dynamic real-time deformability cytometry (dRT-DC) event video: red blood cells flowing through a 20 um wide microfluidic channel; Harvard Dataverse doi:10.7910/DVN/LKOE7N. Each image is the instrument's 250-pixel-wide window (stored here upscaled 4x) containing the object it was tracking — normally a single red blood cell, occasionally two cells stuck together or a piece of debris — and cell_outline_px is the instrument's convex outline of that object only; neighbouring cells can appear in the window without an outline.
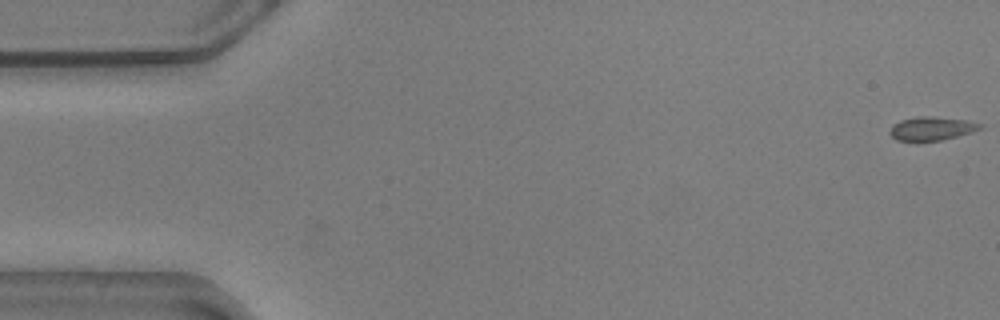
{"species": "common noctule bat (a hibernating species)", "species_latin": "Nyctalus noctula", "temperature_condition": "warm", "stored_images_in_passage": 57, "camera_frame_rate_fps": 3000, "um_per_image_px": 0.085, "animal": {"sex": "male", "body_mass_g": 20.5, "forearm_length_mm": 52.5}, "frame": {"image": 1, "passage_image": 1, "time_ms": 0.0, "image_size_px": [1000, 320], "cell_outline_px": [[984, 124], [980, 128], [972, 132], [940, 140], [916, 144], [896, 140], [888, 132], [892, 124], [900, 120], [920, 116], [928, 116], [964, 120]], "centroid_in_image_um": [79.09, 10.97], "position_along_channel_um": 5.9, "area_um2": 12.77}}
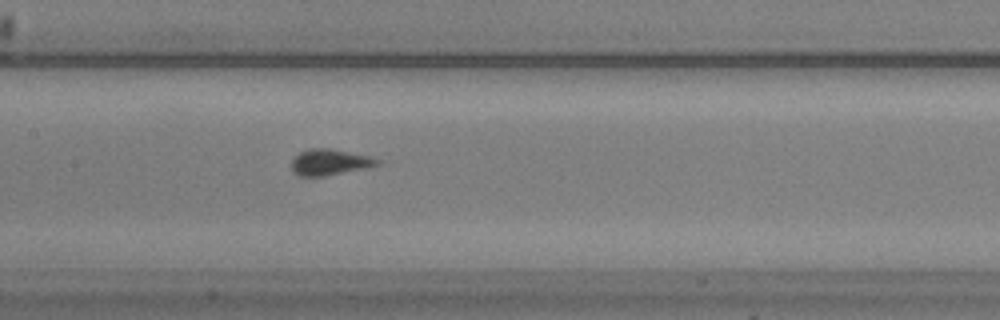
{"frame": {"image": 2, "passage_image": 27, "time_ms": 8.667, "image_size_px": [1000, 320], "cell_outline_px": [[380, 164], [364, 168], [324, 176], [300, 176], [292, 172], [292, 160], [300, 152], [308, 148], [328, 148], [368, 156], [380, 160]], "centroid_in_image_um": [27.98, 13.78], "position_along_channel_um": 179.4, "area_um2": 12.77}}
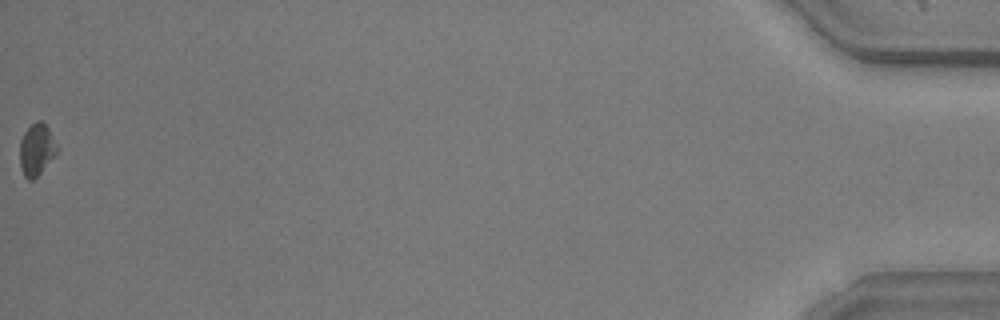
{"frame": {"image": 3, "passage_image": 57, "time_ms": 18.667, "image_size_px": [1000, 320], "cell_outline_px": [[60, 148], [40, 172], [32, 180], [28, 180], [24, 176], [20, 168], [20, 140], [24, 132], [36, 120], [40, 120], [48, 128]], "centroid_in_image_um": [3.1, 12.7], "position_along_channel_um": 432.1, "area_um2": 11.16}, "authors_computed_cell_mechanics": {"area_um2": 12.6582, "velocity_mm_per_s": 3.5891, "shape_relaxation_time_tau1_ms": 2.3088, "shape_relaxation_time_tau2_ms": null, "deformation_change_tau1": 0.0505, "deformation_change_tau2": null}}